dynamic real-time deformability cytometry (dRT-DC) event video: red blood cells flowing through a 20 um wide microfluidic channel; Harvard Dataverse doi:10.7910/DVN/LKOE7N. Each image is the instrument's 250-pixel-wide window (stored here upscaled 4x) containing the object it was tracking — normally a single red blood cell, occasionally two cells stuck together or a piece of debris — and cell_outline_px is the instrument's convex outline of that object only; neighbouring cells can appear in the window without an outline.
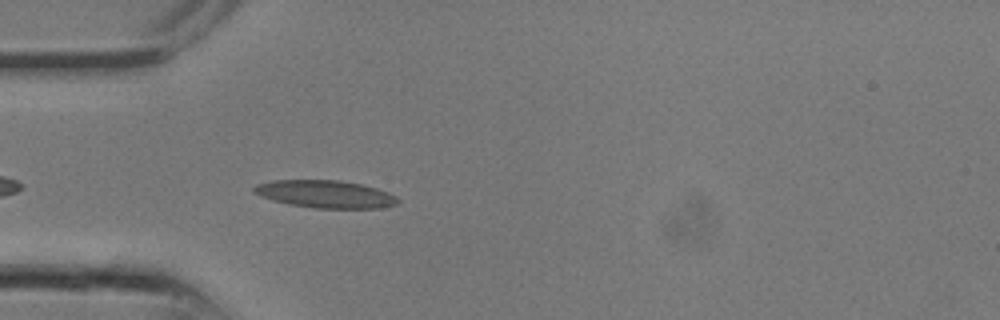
{"species": "common noctule bat (a hibernating species)", "species_latin": "Nyctalus noctula", "temperature_condition": "room temperature", "stored_images_in_passage": 3, "camera_frame_rate_fps": 3000, "um_per_image_px": 0.085, "animal": {"sex": "male", "body_mass_g": 13.3}, "frame": {"image": 1, "passage_image": 3, "time_ms": 0.667, "image_size_px": [1000, 320], "cell_outline_px": [[400, 200], [396, 204], [380, 208], [312, 208], [288, 204], [272, 200], [260, 196], [252, 192], [252, 188], [256, 184], [272, 180], [340, 180], [360, 184], [376, 188], [388, 192], [396, 196]], "centroid_in_image_um": [27.62, 16.5], "position_along_channel_um": 57.4, "area_um2": 23.24}}